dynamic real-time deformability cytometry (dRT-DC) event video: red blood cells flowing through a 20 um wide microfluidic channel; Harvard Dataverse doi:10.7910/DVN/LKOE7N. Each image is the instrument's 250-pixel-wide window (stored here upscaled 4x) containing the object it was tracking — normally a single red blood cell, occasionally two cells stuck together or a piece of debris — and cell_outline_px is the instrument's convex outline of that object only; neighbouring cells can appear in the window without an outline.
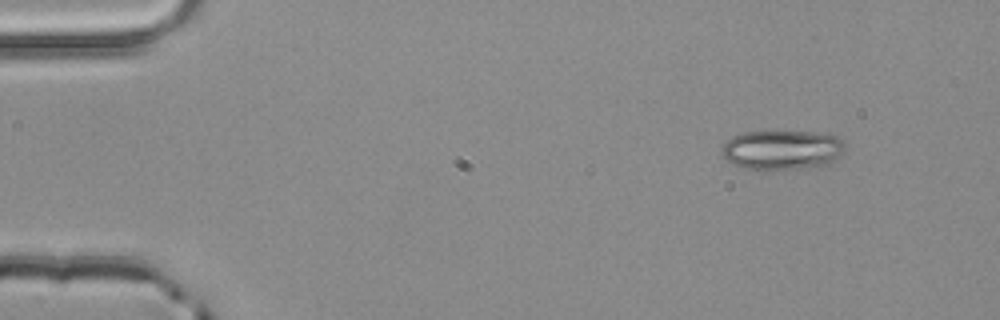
{"species": "common noctule bat (a hibernating species)", "species_latin": "Nyctalus noctula", "temperature_condition": "room temperature", "stored_images_in_passage": 3, "camera_frame_rate_fps": 3000, "um_per_image_px": 0.085, "animal": {"sex": "male", "body_mass_g": 20.4}, "frame": {"image": 1, "passage_image": 1, "time_ms": 0.0, "image_size_px": [1000, 320], "cell_outline_px": [[848, 144], [844, 152], [828, 164], [816, 168], [740, 168], [728, 160], [720, 152], [724, 144], [732, 136], [744, 132], [772, 128], [816, 132], [836, 136], [844, 140]], "centroid_in_image_um": [66.53, 12.67], "position_along_channel_um": 18.5, "area_um2": 29.36}}
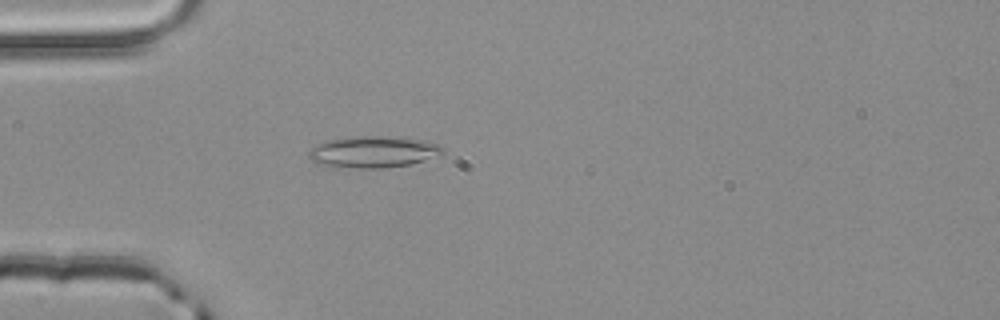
{"frame": {"image": 2, "passage_image": 3, "time_ms": 0.667, "image_size_px": [1000, 320], "cell_outline_px": [[444, 156], [408, 164], [384, 168], [360, 168], [316, 164], [308, 156], [308, 152], [316, 144], [324, 140], [360, 136], [404, 136], [424, 140], [440, 144], [444, 148]], "centroid_in_image_um": [31.81, 12.89], "position_along_channel_um": 53.2, "area_um2": 25.09}}